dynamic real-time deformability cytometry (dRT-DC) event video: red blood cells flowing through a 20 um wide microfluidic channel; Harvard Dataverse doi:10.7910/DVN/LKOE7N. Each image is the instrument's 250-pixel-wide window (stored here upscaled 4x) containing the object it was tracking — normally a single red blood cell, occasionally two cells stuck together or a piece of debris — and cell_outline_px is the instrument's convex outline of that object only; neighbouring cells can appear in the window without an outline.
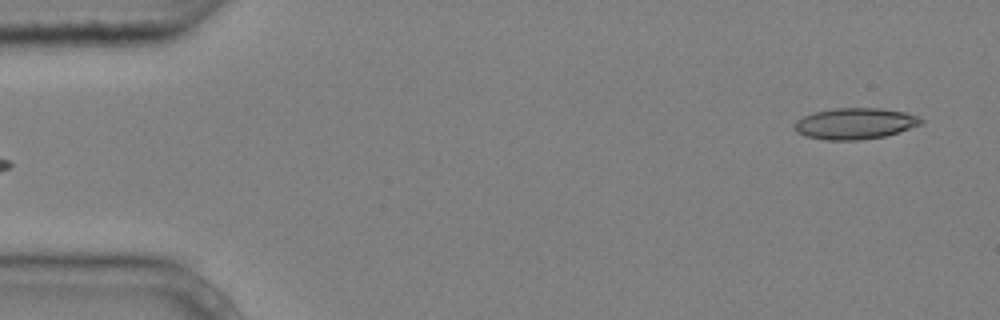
{"species": "common noctule bat (a hibernating species)", "species_latin": "Nyctalus noctula", "temperature_condition": "cold", "stored_images_in_passage": 4, "camera_frame_rate_fps": 3000, "um_per_image_px": 0.085, "animal": {"sex": "male", "body_mass_g": 20.4}, "frame": {"image": 1, "passage_image": 4, "time_ms": 1.0, "image_size_px": [1000, 320], "cell_outline_px": [[924, 124], [900, 132], [884, 136], [860, 140], [828, 140], [808, 136], [796, 132], [796, 120], [804, 116], [816, 112], [832, 108], [880, 108], [904, 112], [920, 116], [924, 120]], "centroid_in_image_um": [72.76, 10.5], "position_along_channel_um": 12.2, "area_um2": 23.0}}